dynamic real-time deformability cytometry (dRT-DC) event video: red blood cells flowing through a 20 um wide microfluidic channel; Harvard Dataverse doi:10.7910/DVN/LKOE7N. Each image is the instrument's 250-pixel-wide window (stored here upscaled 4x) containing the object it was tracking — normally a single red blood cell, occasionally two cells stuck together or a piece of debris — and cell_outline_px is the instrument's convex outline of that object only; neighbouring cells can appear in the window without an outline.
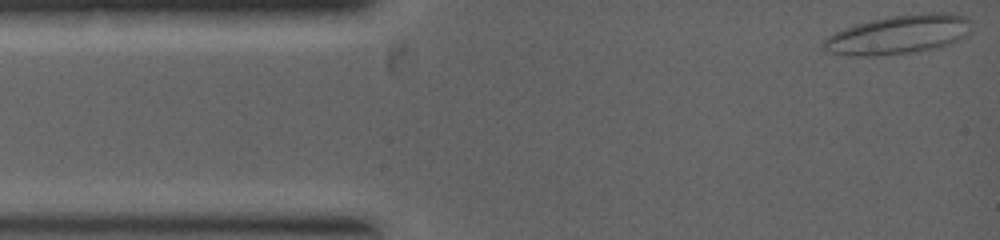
{"species": "common noctule bat (a hibernating species)", "species_latin": "Nyctalus noctula", "temperature_condition": "warm", "stored_images_in_passage": 32, "camera_frame_rate_fps": 5000, "um_per_image_px": 0.085, "animal": {"sex": "female", "body_mass_g": 19.0, "forearm_length_mm": 53.3}, "frame": {"image": 1, "passage_image": 1, "time_ms": 0.0, "image_size_px": [1000, 240], "cell_outline_px": [[968, 32], [964, 36], [948, 44], [916, 52], [868, 56], [852, 56], [832, 52], [824, 48], [824, 40], [828, 36], [836, 32], [856, 24], [888, 16], [928, 12], [940, 12], [964, 16], [968, 20]], "centroid_in_image_um": [76.35, 2.93], "position_along_channel_um": 8.6, "area_um2": 32.83}}
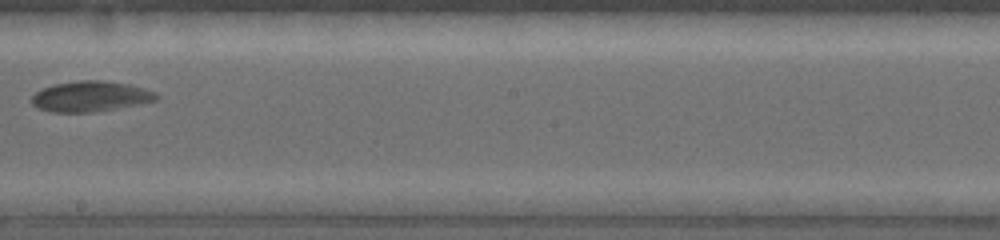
{"frame": {"image": 2, "passage_image": 23, "time_ms": 4.6, "image_size_px": [1000, 240], "cell_outline_px": [[160, 100], [120, 108], [96, 112], [52, 112], [40, 108], [32, 104], [32, 96], [36, 92], [52, 84], [80, 80], [104, 80], [128, 84], [144, 88], [156, 92], [160, 96]], "centroid_in_image_um": [7.76, 8.19], "position_along_channel_um": 240.4, "area_um2": 22.37}}
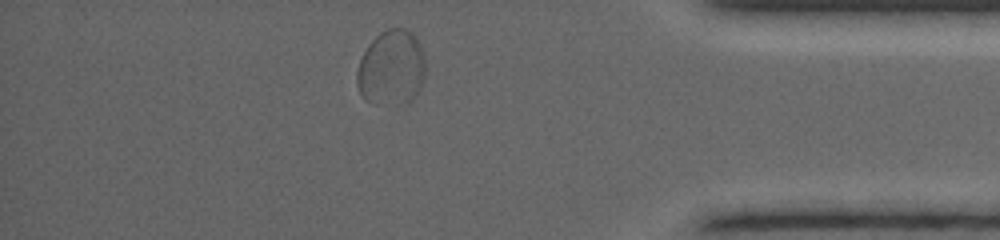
{"frame": {"image": 3, "passage_image": 32, "time_ms": 7.4, "image_size_px": [1000, 240], "cell_outline_px": [[424, 76], [420, 88], [408, 104], [396, 104], [368, 100], [360, 92], [356, 84], [356, 72], [360, 60], [368, 44], [380, 32], [388, 28], [404, 28], [412, 32], [416, 36], [420, 44], [424, 56]], "centroid_in_image_um": [33.28, 5.73], "position_along_channel_um": 401.9, "area_um2": 29.94}}